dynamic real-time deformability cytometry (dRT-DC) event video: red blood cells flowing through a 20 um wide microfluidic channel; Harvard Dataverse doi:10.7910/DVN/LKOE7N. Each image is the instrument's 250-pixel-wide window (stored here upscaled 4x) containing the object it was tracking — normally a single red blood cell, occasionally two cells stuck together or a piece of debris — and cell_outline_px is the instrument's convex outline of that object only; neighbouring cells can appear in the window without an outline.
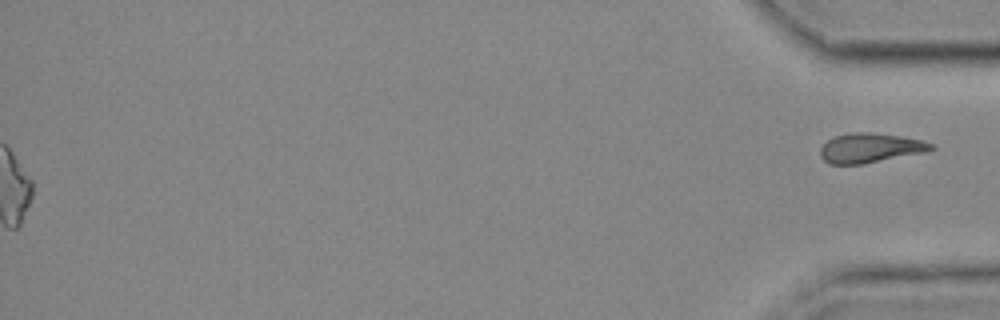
{"species": "common noctule bat (a hibernating species)", "species_latin": "Nyctalus noctula", "temperature_condition": "cold", "stored_images_in_passage": 57, "segment_of_instrument_passage": [2, 2], "camera_frame_rate_fps": 3000, "um_per_image_px": 0.085, "animal": {"sex": "female", "body_mass_g": 25.1}, "frame": {"image": 1, "passage_image": 57, "time_ms": 18.667, "image_size_px": [1000, 320], "cell_outline_px": [[936, 148], [928, 152], [864, 164], [828, 164], [820, 156], [820, 148], [828, 140], [836, 136], [852, 132], [868, 132], [900, 136], [920, 140], [932, 144]], "centroid_in_image_um": [73.98, 12.59], "position_along_channel_um": 361.2, "area_um2": 19.13}}